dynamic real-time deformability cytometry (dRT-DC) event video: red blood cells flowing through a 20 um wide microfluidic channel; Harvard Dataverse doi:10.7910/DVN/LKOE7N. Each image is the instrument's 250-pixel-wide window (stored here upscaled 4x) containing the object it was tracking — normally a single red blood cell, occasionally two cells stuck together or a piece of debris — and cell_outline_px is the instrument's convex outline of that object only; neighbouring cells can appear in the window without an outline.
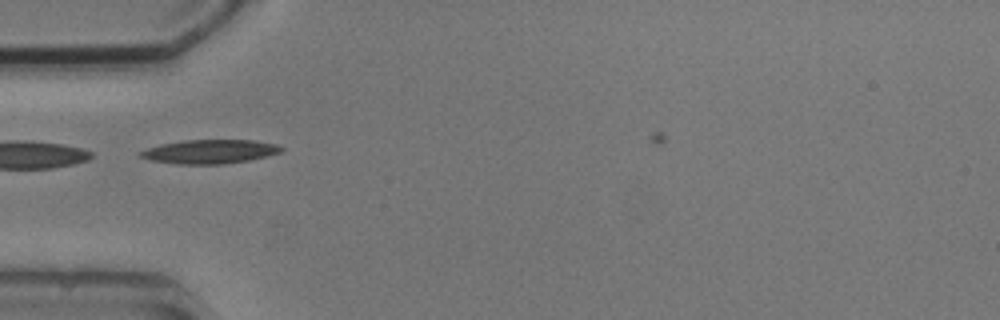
{"species": "common noctule bat (a hibernating species)", "species_latin": "Nyctalus noctula", "temperature_condition": "cold", "stored_images_in_passage": 3, "camera_frame_rate_fps": 3000, "um_per_image_px": 0.085, "animal": {"sex": "male", "body_mass_g": 20.5, "forearm_length_mm": 52.5}, "frame": {"image": 1, "passage_image": 1, "time_ms": 0.0, "image_size_px": [1000, 320], "cell_outline_px": [[284, 148], [280, 152], [268, 156], [248, 160], [220, 164], [176, 164], [152, 160], [136, 156], [136, 152], [160, 144], [184, 140], [252, 140], [276, 144]], "centroid_in_image_um": [17.78, 12.88], "position_along_channel_um": 67.2, "area_um2": 19.65}}